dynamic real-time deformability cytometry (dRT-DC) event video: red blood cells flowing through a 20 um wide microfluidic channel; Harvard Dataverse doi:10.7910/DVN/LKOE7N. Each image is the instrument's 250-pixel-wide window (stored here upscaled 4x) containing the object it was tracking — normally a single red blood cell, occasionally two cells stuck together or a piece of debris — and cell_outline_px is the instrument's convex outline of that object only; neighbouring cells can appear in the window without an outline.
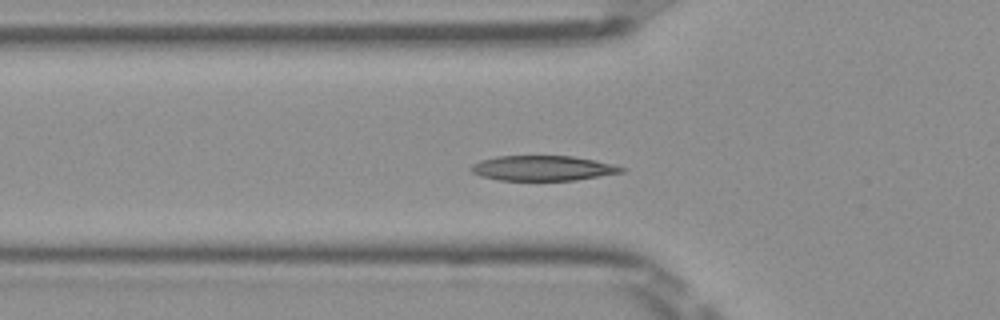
{"species": "Egyptian fruit bat (a non-hibernating species)", "species_latin": "Rousettus aegyptiacus", "temperature_condition": "room temperature", "stored_images_in_passage": 35, "camera_frame_rate_fps": 3000, "um_per_image_px": 0.085, "frame": {"image": 1, "passage_image": 2, "time_ms": 0.333, "image_size_px": [1000, 320], "cell_outline_px": [[628, 168], [624, 172], [576, 180], [500, 180], [480, 176], [472, 172], [468, 168], [472, 164], [480, 160], [496, 156], [572, 156], [612, 164]], "centroid_in_image_um": [46.11, 14.29], "position_along_channel_um": 79.7, "area_um2": 21.96}}
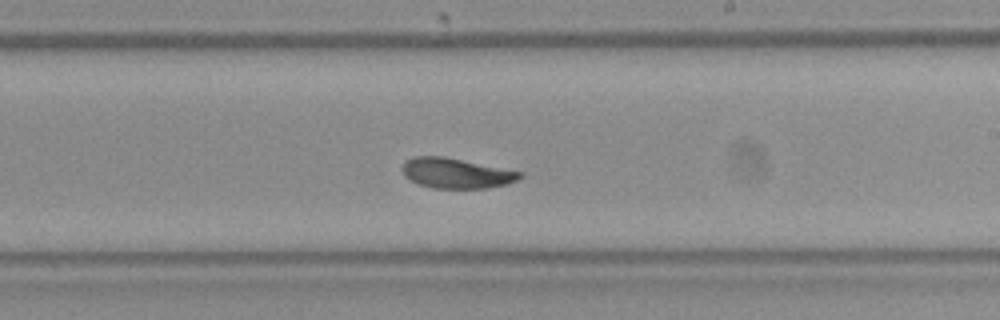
{"frame": {"image": 2, "passage_image": 15, "time_ms": 4.667, "image_size_px": [1000, 320], "cell_outline_px": [[524, 176], [508, 184], [488, 188], [432, 188], [416, 184], [408, 180], [404, 176], [400, 168], [404, 160], [416, 156], [444, 156], [524, 172]], "centroid_in_image_um": [38.74, 14.72], "position_along_channel_um": 250.3, "area_um2": 21.1}}
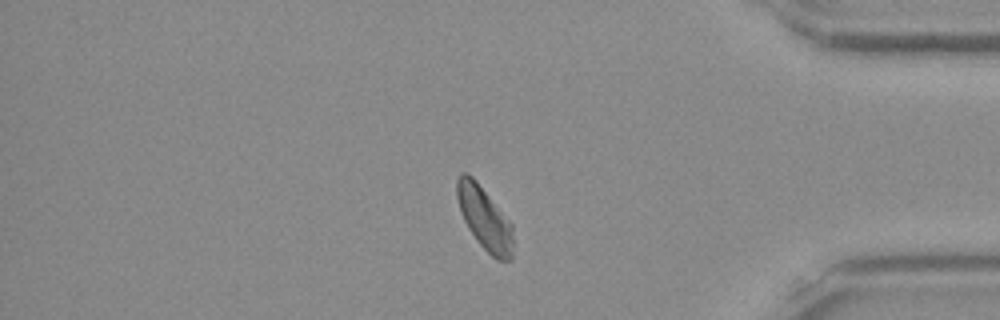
{"frame": {"image": 3, "passage_image": 28, "time_ms": 9.0, "image_size_px": [1000, 320], "cell_outline_px": [[512, 260], [496, 260], [476, 240], [468, 228], [460, 212], [456, 196], [456, 180], [460, 172], [468, 172], [476, 180], [512, 224]], "centroid_in_image_um": [41.15, 18.52], "position_along_channel_um": 394.0, "area_um2": 20.58}, "authors_computed_cell_mechanics": {"area_um2": 21.1548, "velocity_mm_per_s": 3.9285, "shape_relaxation_time_tau1_ms": 2.3471, "shape_relaxation_time_tau2_ms": 1.6278, "deformation_change_tau1": 0.1307, "deformation_change_tau2": 0.0717}}